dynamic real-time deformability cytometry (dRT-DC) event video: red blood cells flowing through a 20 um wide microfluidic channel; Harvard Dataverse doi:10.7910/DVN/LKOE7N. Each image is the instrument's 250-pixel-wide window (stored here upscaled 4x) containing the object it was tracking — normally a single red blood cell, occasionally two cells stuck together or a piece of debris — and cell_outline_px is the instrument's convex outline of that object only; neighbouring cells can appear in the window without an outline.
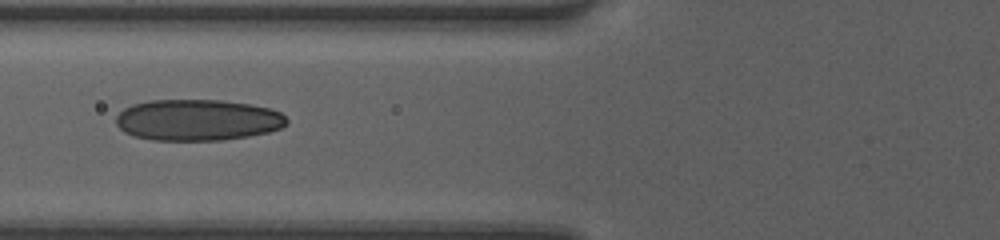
{"species": "human", "species_latin": "Homo sapiens", "temperature_condition": "room temperature", "stored_images_in_passage": 4, "camera_frame_rate_fps": 3000, "um_per_image_px": 0.085, "donor": {"sex": "female"}, "frame": {"image": 1, "passage_image": 4, "time_ms": 1.0, "image_size_px": [1000, 240], "cell_outline_px": [[288, 124], [280, 128], [268, 132], [248, 136], [224, 140], [152, 140], [136, 136], [124, 132], [116, 124], [116, 116], [124, 108], [132, 104], [152, 100], [220, 100], [248, 104], [268, 108], [280, 112], [288, 120]], "centroid_in_image_um": [16.79, 10.2], "position_along_channel_um": 109.0, "area_um2": 40.98}}